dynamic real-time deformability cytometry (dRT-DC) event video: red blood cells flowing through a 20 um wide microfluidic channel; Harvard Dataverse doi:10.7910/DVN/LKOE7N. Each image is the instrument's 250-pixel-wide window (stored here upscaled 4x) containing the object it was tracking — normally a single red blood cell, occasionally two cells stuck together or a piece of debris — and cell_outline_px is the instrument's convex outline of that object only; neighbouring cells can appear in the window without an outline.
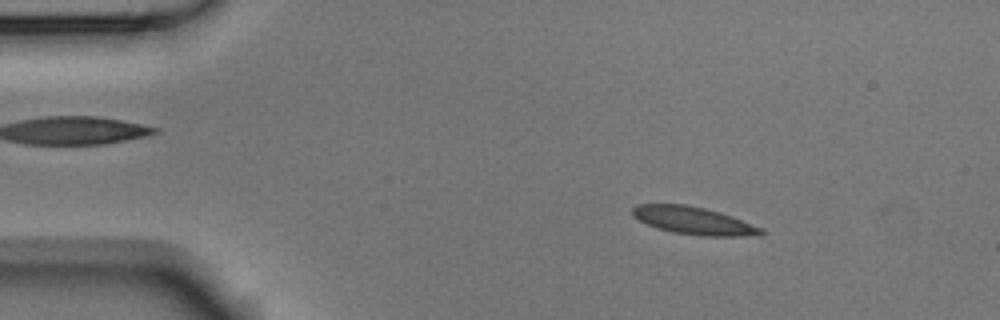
{"species": "Egyptian fruit bat (a non-hibernating species)", "species_latin": "Rousettus aegyptiacus", "temperature_condition": "room temperature", "stored_images_in_passage": 4, "segment_of_instrument_passage": [1, 2], "camera_frame_rate_fps": 3000, "um_per_image_px": 0.085, "animal": {"sex": "male"}, "frame": {"image": 1, "passage_image": 1, "time_ms": 0.0, "image_size_px": [1000, 320], "cell_outline_px": [[768, 232], [760, 236], [700, 236], [672, 232], [656, 228], [632, 216], [632, 208], [636, 204], [684, 204], [704, 208], [720, 212], [732, 216], [764, 228]], "centroid_in_image_um": [59.02, 18.77], "position_along_channel_um": 26.0, "area_um2": 20.98}}